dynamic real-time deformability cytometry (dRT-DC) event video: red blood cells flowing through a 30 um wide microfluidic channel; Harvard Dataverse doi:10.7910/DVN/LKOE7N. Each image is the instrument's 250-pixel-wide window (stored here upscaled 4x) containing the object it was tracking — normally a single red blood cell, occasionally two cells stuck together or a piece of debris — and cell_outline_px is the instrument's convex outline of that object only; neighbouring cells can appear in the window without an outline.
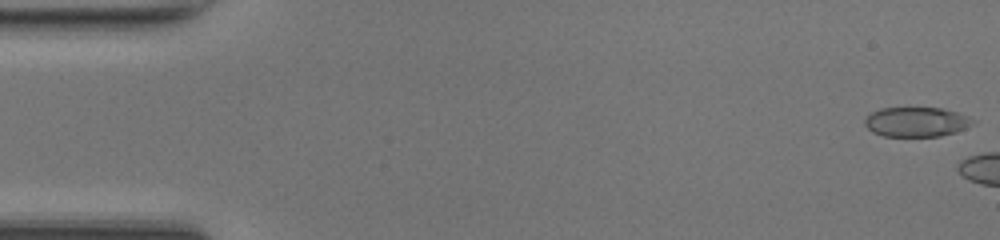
{"species": "common noctule bat (a hibernating species)", "species_latin": "Nyctalus noctula", "temperature_condition": "room temperature", "stored_images_in_passage": 11, "camera_frame_rate_fps": 3000, "um_per_image_px": 0.085, "animal": {"sex": "female", "body_mass_g": 17.0, "forearm_length_mm": 48.0}, "frame": {"image": 1, "passage_image": 1, "time_ms": 0.0, "image_size_px": [1000, 240], "cell_outline_px": [[976, 120], [972, 124], [956, 132], [940, 136], [884, 136], [872, 132], [864, 124], [864, 120], [872, 112], [880, 108], [940, 108], [956, 112], [968, 116]], "centroid_in_image_um": [77.88, 10.36], "position_along_channel_um": 7.1, "area_um2": 18.55}}